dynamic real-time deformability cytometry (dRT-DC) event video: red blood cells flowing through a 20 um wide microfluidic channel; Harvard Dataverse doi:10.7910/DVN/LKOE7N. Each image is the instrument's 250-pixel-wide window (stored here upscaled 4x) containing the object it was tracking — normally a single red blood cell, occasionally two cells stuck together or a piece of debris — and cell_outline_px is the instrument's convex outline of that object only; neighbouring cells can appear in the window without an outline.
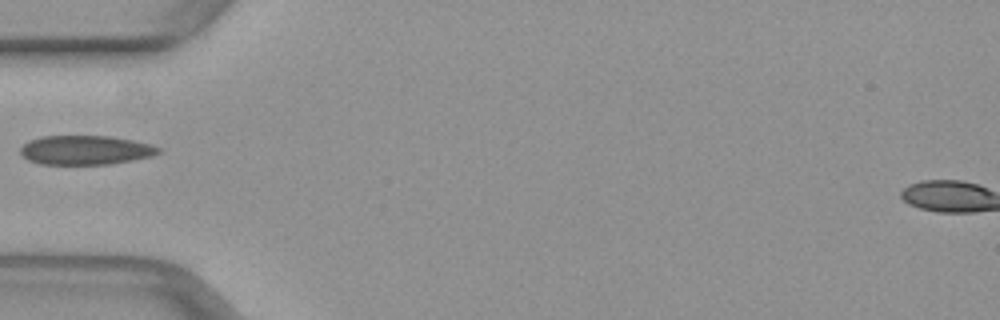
{"species": "common noctule bat (a hibernating species)", "species_latin": "Nyctalus noctula", "temperature_condition": "warm", "stored_images_in_passage": 28, "camera_frame_rate_fps": 3000, "um_per_image_px": 0.085, "animal": {"sex": "female", "body_mass_g": 29.2, "forearm_length_mm": 56.3}, "frame": {"image": 1, "passage_image": 1, "time_ms": 0.0, "image_size_px": [1000, 320], "cell_outline_px": [[160, 152], [152, 156], [112, 164], [40, 164], [28, 160], [20, 152], [20, 148], [28, 140], [44, 136], [108, 136], [132, 140], [152, 144], [160, 148]], "centroid_in_image_um": [7.27, 12.76], "position_along_channel_um": 77.7, "area_um2": 23.47}}
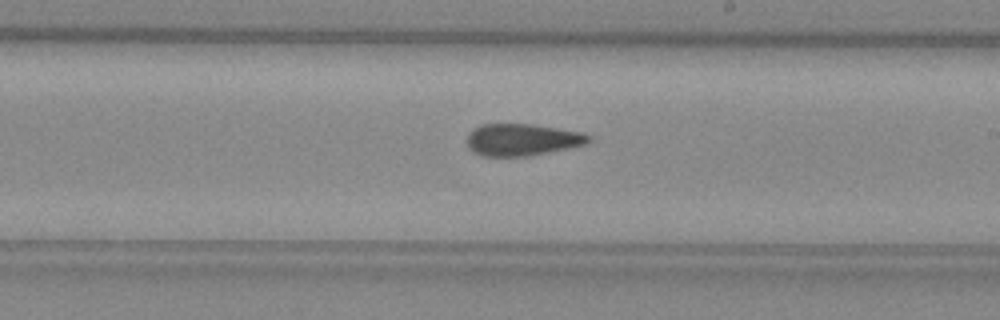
{"frame": {"image": 2, "passage_image": 13, "time_ms": 4.0, "image_size_px": [1000, 320], "cell_outline_px": [[592, 140], [588, 144], [528, 156], [484, 156], [472, 152], [468, 148], [468, 136], [472, 128], [484, 124], [532, 124], [580, 132], [592, 136]], "centroid_in_image_um": [44.39, 11.88], "position_along_channel_um": 244.6, "area_um2": 22.66}}
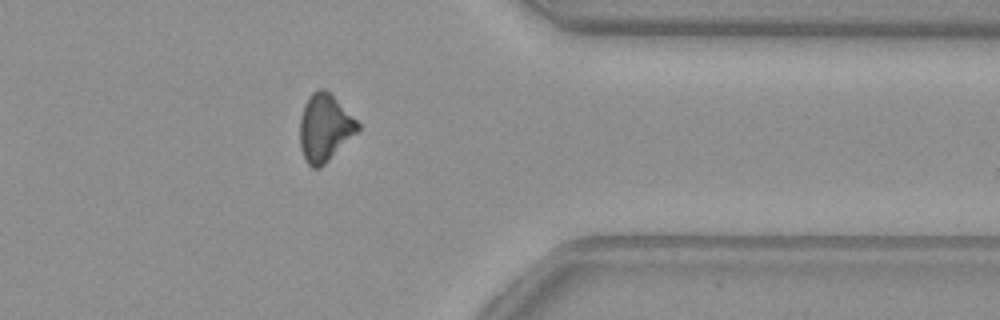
{"frame": {"image": 3, "passage_image": 24, "time_ms": 7.667, "image_size_px": [1000, 320], "cell_outline_px": [[360, 132], [320, 168], [312, 168], [308, 164], [300, 148], [300, 116], [304, 104], [308, 96], [316, 88], [324, 88], [360, 124]], "centroid_in_image_um": [27.6, 10.88], "position_along_channel_um": 383.8, "area_um2": 22.83}}